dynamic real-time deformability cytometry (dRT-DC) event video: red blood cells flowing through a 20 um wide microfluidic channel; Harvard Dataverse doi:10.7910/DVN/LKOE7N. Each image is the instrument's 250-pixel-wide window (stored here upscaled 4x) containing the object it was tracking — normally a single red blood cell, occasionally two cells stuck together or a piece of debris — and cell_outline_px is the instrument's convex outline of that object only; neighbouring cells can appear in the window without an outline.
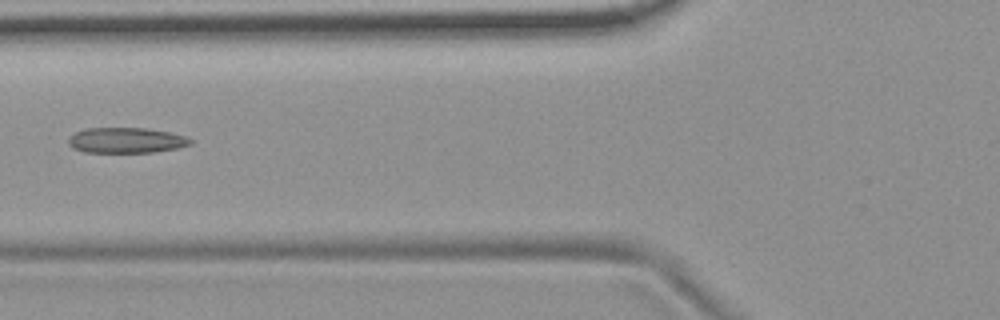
{"species": "common noctule bat (a hibernating species)", "species_latin": "Nyctalus noctula", "temperature_condition": "room temperature", "stored_images_in_passage": 5, "camera_frame_rate_fps": 3000, "um_per_image_px": 0.085, "animal": {"sex": "female", "body_mass_g": 19.9}, "frame": {"image": 1, "passage_image": 5, "time_ms": 4.667, "image_size_px": [1000, 320], "cell_outline_px": [[192, 144], [180, 148], [156, 152], [84, 152], [72, 148], [68, 144], [68, 136], [84, 128], [144, 128], [168, 132], [188, 136], [192, 140]], "centroid_in_image_um": [10.73, 11.93], "position_along_channel_um": 115.1, "area_um2": 18.32}}